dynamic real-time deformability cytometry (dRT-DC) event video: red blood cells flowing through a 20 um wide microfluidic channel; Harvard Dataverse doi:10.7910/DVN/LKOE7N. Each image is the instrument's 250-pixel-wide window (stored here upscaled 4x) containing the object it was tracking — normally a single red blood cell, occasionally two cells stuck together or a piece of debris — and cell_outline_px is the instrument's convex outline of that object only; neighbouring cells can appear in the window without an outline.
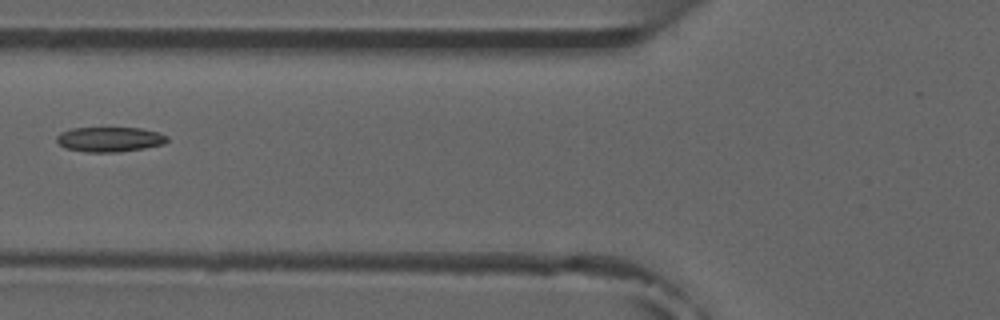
{"species": "common noctule bat (a hibernating species)", "species_latin": "Nyctalus noctula", "temperature_condition": "room temperature", "stored_images_in_passage": 6, "camera_frame_rate_fps": 3000, "um_per_image_px": 0.085, "animal": {"sex": "male", "forearm_length_mm": 52.5}, "frame": {"image": 1, "passage_image": 6, "time_ms": 6.667, "image_size_px": [1000, 320], "cell_outline_px": [[168, 140], [164, 144], [144, 148], [116, 152], [88, 152], [64, 148], [56, 140], [56, 136], [60, 132], [72, 128], [140, 128], [160, 132], [168, 136]], "centroid_in_image_um": [9.33, 11.84], "position_along_channel_um": 116.5, "area_um2": 16.07}}